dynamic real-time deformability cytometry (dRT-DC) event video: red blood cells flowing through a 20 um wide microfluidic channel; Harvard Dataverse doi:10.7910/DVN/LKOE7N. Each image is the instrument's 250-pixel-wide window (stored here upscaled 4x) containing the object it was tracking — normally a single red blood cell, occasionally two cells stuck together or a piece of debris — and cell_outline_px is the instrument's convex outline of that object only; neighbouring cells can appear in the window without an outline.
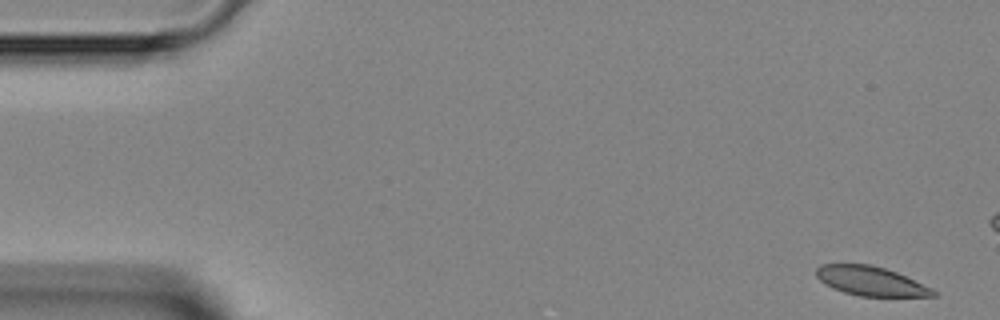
{"species": "Egyptian fruit bat (a non-hibernating species)", "species_latin": "Rousettus aegyptiacus", "temperature_condition": "room temperature", "stored_images_in_passage": 5, "camera_frame_rate_fps": 3000, "um_per_image_px": 0.085, "animal": {"sex": "female"}, "frame": {"image": 1, "passage_image": 1, "time_ms": 0.0, "image_size_px": [1000, 320], "cell_outline_px": [[936, 296], [860, 296], [844, 292], [832, 288], [820, 280], [816, 276], [816, 268], [820, 264], [872, 264], [896, 272], [932, 288], [936, 292]], "centroid_in_image_um": [73.99, 23.88], "position_along_channel_um": 11.0, "area_um2": 19.77}}
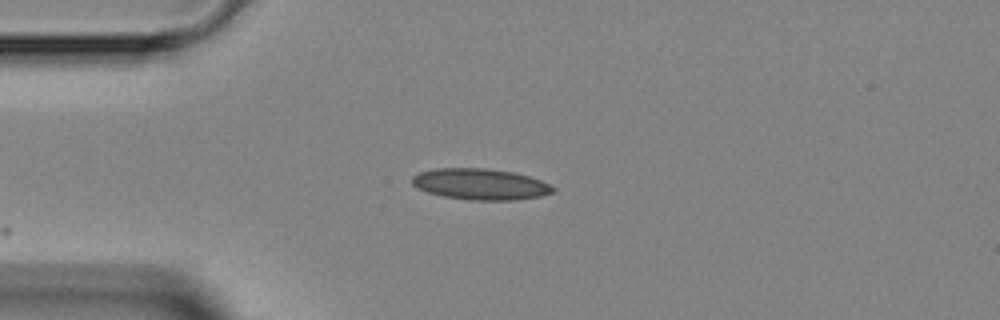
{"frame": {"image": 2, "passage_image": 5, "time_ms": 5.333, "image_size_px": [1000, 320], "cell_outline_px": [[556, 192], [540, 196], [516, 200], [472, 200], [444, 196], [428, 192], [416, 188], [412, 184], [412, 176], [420, 172], [436, 168], [484, 168], [512, 172], [528, 176], [540, 180], [556, 188]], "centroid_in_image_um": [40.83, 15.66], "position_along_channel_um": 44.2, "area_um2": 25.49}}